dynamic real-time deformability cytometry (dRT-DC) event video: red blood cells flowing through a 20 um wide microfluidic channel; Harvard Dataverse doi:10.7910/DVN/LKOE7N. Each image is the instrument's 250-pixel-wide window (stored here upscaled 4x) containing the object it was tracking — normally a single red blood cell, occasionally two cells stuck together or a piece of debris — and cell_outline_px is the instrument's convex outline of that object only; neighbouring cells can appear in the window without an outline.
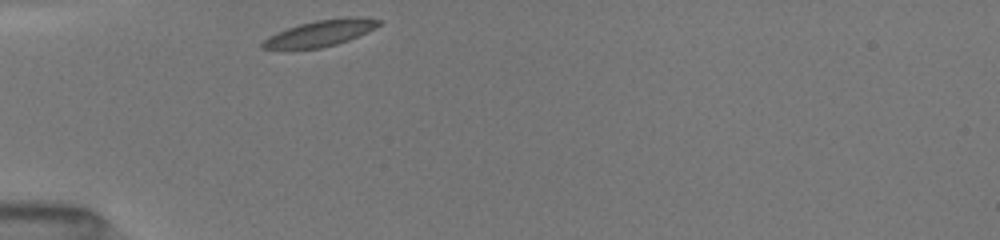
{"species": "common noctule bat (a hibernating species)", "species_latin": "Nyctalus noctula", "temperature_condition": "room temperature", "stored_images_in_passage": 5, "camera_frame_rate_fps": 3000, "um_per_image_px": 0.085, "animal": {"sex": "female", "body_mass_g": 19.5, "forearm_length_mm": 54.1}, "frame": {"image": 1, "passage_image": 1, "time_ms": 0.0, "image_size_px": [1000, 240], "cell_outline_px": [[380, 24], [348, 40], [336, 44], [320, 48], [292, 52], [260, 48], [260, 44], [268, 36], [276, 32], [300, 24], [316, 20], [380, 20]], "centroid_in_image_um": [26.91, 2.95], "position_along_channel_um": 58.1, "area_um2": 17.11}}
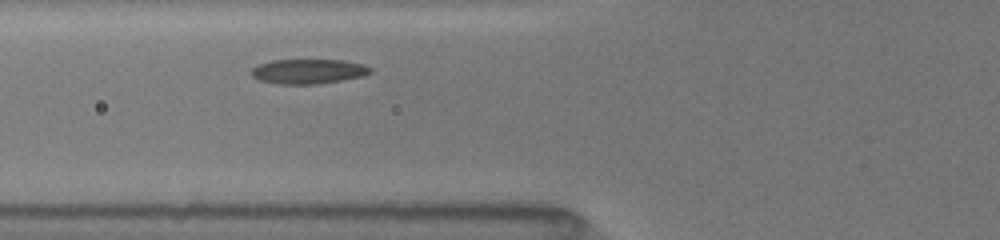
{"frame": {"image": 2, "passage_image": 3, "time_ms": 1.333, "image_size_px": [1000, 240], "cell_outline_px": [[372, 72], [364, 76], [340, 80], [312, 84], [280, 84], [260, 80], [252, 76], [248, 72], [252, 68], [260, 64], [272, 60], [344, 60], [364, 64], [372, 68]], "centroid_in_image_um": [26.21, 6.06], "position_along_channel_um": 99.6, "area_um2": 17.11}}
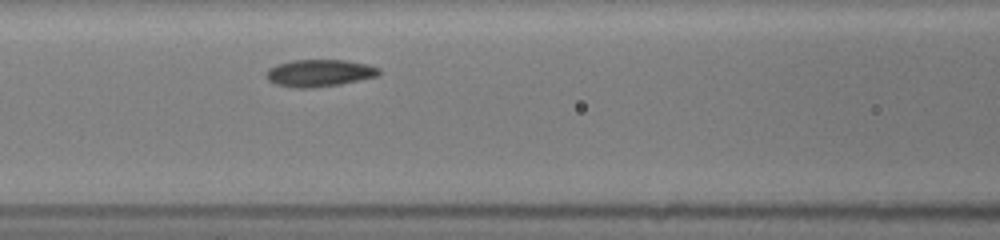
{"frame": {"image": 3, "passage_image": 5, "time_ms": 2.333, "image_size_px": [1000, 240], "cell_outline_px": [[380, 72], [376, 76], [360, 80], [340, 84], [312, 88], [292, 88], [276, 84], [268, 80], [268, 68], [292, 60], [344, 60], [368, 64], [380, 68]], "centroid_in_image_um": [27.17, 6.21], "position_along_channel_um": 139.4, "area_um2": 17.69}}